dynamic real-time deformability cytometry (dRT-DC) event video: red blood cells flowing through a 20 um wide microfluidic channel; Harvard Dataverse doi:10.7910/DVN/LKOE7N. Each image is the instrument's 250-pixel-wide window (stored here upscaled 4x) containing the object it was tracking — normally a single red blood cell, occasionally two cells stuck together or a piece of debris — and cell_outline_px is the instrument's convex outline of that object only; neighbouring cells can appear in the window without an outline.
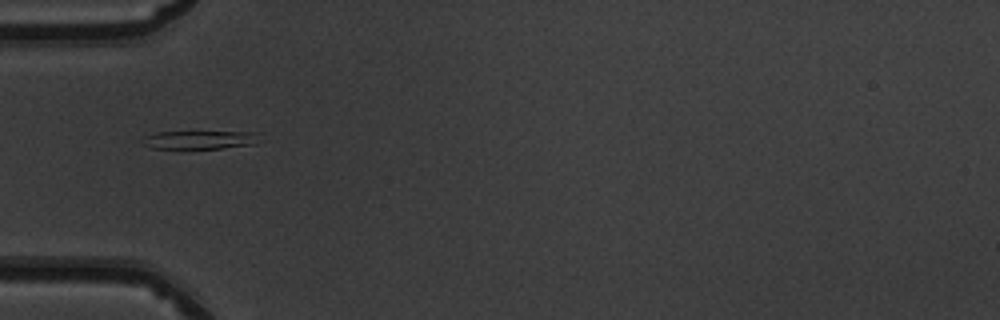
{"species": "common noctule bat (a hibernating species)", "species_latin": "Nyctalus noctula", "temperature_condition": "warm", "stored_images_in_passage": 35, "camera_frame_rate_fps": 3000, "um_per_image_px": 0.085, "animal": {"sex": "male", "body_mass_g": 19.5, "forearm_length_mm": 54.6}, "frame": {"image": 1, "passage_image": 1, "time_ms": 0.0, "image_size_px": [1000, 320], "cell_outline_px": [[260, 132], [256, 144], [224, 148], [148, 148], [144, 136], [156, 132]], "centroid_in_image_um": [17.05, 11.88], "position_along_channel_um": 67.9, "area_um2": 12.31}}
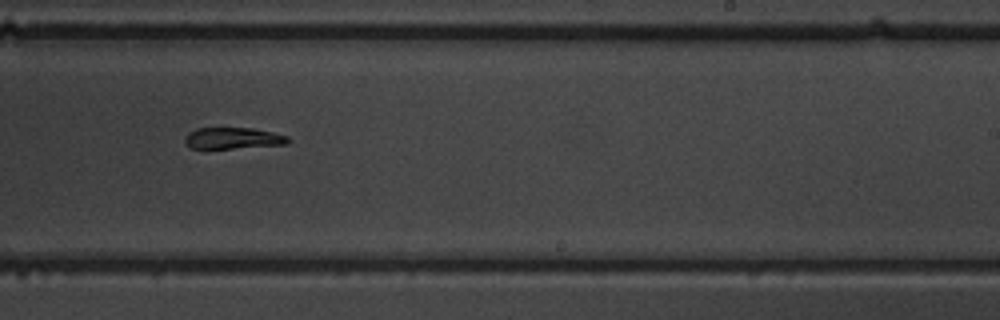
{"frame": {"image": 2, "passage_image": 16, "time_ms": 5.0, "image_size_px": [1000, 320], "cell_outline_px": [[292, 140], [288, 144], [232, 148], [192, 148], [184, 140], [184, 136], [188, 132], [196, 128], [252, 128], [272, 132], [288, 136]], "centroid_in_image_um": [19.83, 11.74], "position_along_channel_um": 269.2, "area_um2": 12.83}}
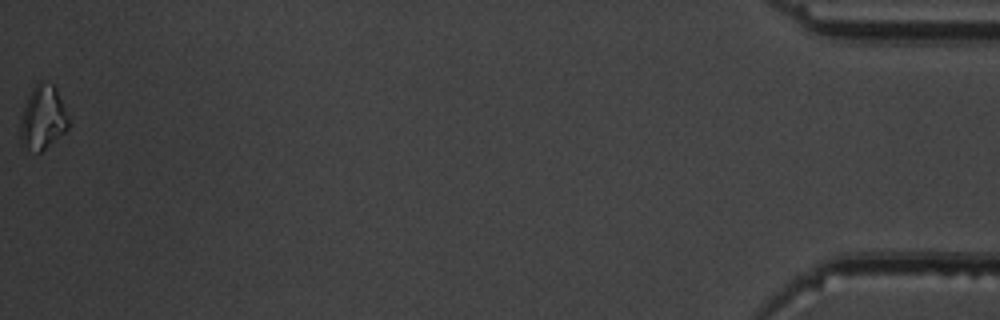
{"frame": {"image": 3, "passage_image": 35, "time_ms": 11.333, "image_size_px": [1000, 320], "cell_outline_px": [[72, 120], [68, 128], [64, 132], [40, 152], [36, 152], [28, 148], [20, 140], [20, 116], [24, 104], [32, 88], [40, 80], [52, 84], [56, 88]], "centroid_in_image_um": [3.66, 9.96], "position_along_channel_um": 431.5, "area_um2": 18.15}, "authors_computed_cell_mechanics": {"area_um2": 14.45, "velocity_mm_per_s": 4.0477, "shape_relaxation_time_tau1_ms": null, "shape_relaxation_time_tau2_ms": 1.7554, "deformation_change_tau1": null, "deformation_change_tau2": 0.0733}}